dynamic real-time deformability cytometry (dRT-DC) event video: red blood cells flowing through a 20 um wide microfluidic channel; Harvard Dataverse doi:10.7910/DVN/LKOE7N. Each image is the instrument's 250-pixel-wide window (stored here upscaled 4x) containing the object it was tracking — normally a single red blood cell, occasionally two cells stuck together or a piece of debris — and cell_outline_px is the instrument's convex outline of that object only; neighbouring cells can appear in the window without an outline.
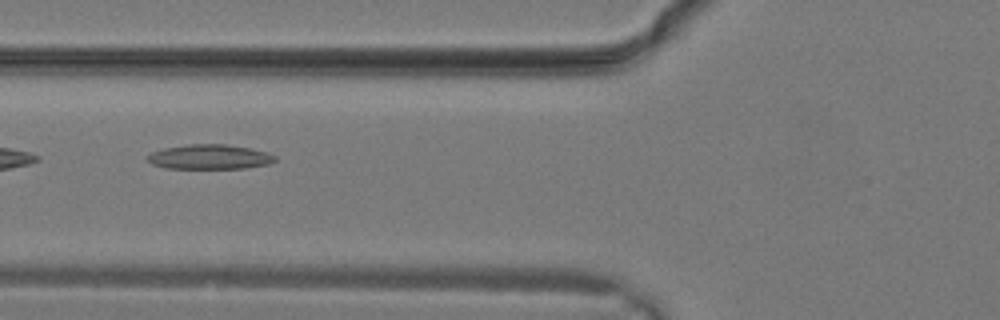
{"species": "common noctule bat (a hibernating species)", "species_latin": "Nyctalus noctula", "temperature_condition": "warm", "stored_images_in_passage": 17, "camera_frame_rate_fps": 3000, "um_per_image_px": 0.085, "animal": {"sex": "male", "body_mass_g": 19.2, "forearm_length_mm": 51.8}, "frame": {"image": 1, "passage_image": 12, "time_ms": 3.667, "image_size_px": [1000, 320], "cell_outline_px": [[276, 160], [268, 164], [244, 168], [164, 168], [152, 164], [144, 160], [144, 156], [152, 152], [164, 148], [188, 144], [224, 144], [248, 148], [268, 152], [276, 156]], "centroid_in_image_um": [17.76, 13.33], "position_along_channel_um": 108.0, "area_um2": 18.44}}